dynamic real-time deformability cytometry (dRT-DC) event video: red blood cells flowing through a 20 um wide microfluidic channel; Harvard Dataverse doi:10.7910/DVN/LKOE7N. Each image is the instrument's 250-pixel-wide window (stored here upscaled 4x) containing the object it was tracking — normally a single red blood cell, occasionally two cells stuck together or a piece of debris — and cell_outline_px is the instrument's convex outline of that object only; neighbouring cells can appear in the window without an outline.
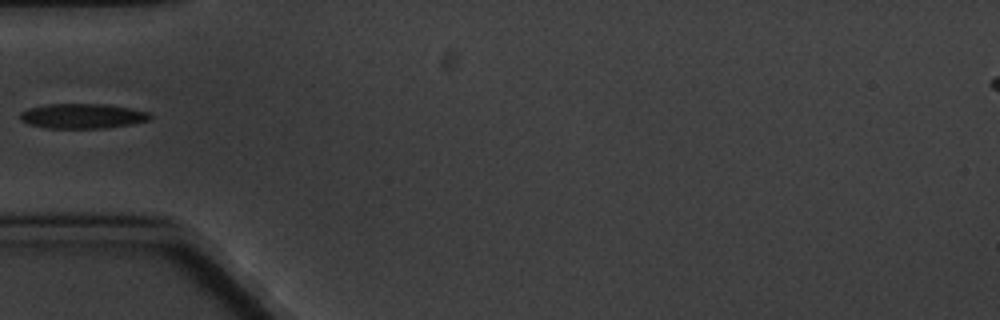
{"species": "common noctule bat (a hibernating species)", "species_latin": "Nyctalus noctula", "temperature_condition": "cold", "stored_images_in_passage": 6, "camera_frame_rate_fps": 3000, "um_per_image_px": 0.085, "animal": {"sex": "male", "body_mass_g": 20.1, "forearm_length_mm": 53.5}, "frame": {"image": 1, "passage_image": 6, "time_ms": 6.333, "image_size_px": [1000, 320], "cell_outline_px": [[152, 116], [148, 120], [132, 124], [104, 128], [44, 128], [28, 124], [20, 120], [20, 112], [28, 108], [48, 104], [108, 104], [132, 108], [148, 112]], "centroid_in_image_um": [6.99, 9.86], "position_along_channel_um": 78.0, "area_um2": 18.96}}